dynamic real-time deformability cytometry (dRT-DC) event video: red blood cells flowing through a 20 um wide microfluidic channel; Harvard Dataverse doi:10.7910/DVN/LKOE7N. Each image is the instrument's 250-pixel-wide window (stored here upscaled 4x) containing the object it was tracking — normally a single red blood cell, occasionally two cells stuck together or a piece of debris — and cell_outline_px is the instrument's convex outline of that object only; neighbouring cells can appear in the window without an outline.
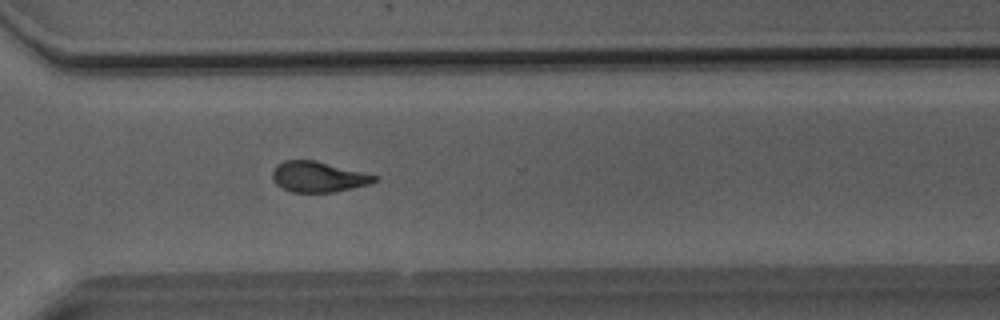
{"species": "Egyptian fruit bat (a non-hibernating species)", "species_latin": "Rousettus aegyptiacus", "temperature_condition": "room temperature", "stored_images_in_passage": 50, "camera_frame_rate_fps": 3000, "um_per_image_px": 0.085, "animal": {"sex": "male"}, "frame": {"image": 1, "passage_image": 36, "time_ms": 11.667, "image_size_px": [1000, 320], "cell_outline_px": [[380, 176], [376, 180], [368, 184], [352, 188], [332, 192], [292, 192], [276, 184], [272, 180], [272, 172], [276, 164], [284, 160], [316, 160]], "centroid_in_image_um": [27.03, 15.01], "position_along_channel_um": 343.6, "area_um2": 18.21}}
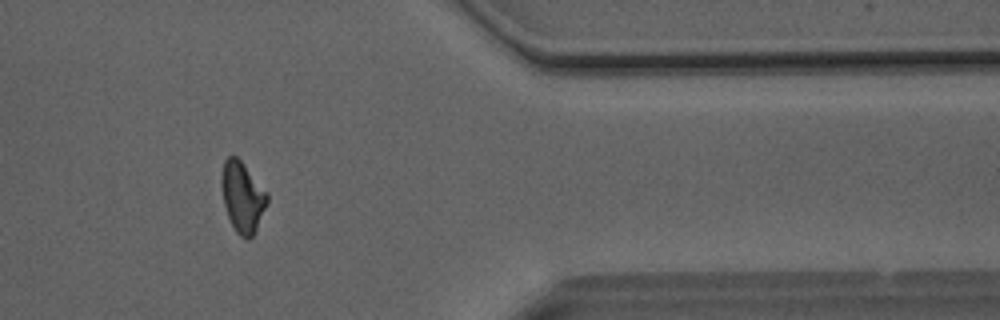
{"frame": {"image": 2, "passage_image": 41, "time_ms": 13.333, "image_size_px": [1000, 320], "cell_outline_px": [[268, 200], [256, 228], [252, 236], [248, 240], [240, 236], [236, 232], [228, 216], [224, 204], [220, 184], [220, 176], [224, 160], [228, 156], [236, 156], [244, 164], [268, 192]], "centroid_in_image_um": [20.59, 16.7], "position_along_channel_um": 390.8, "area_um2": 18.73}}
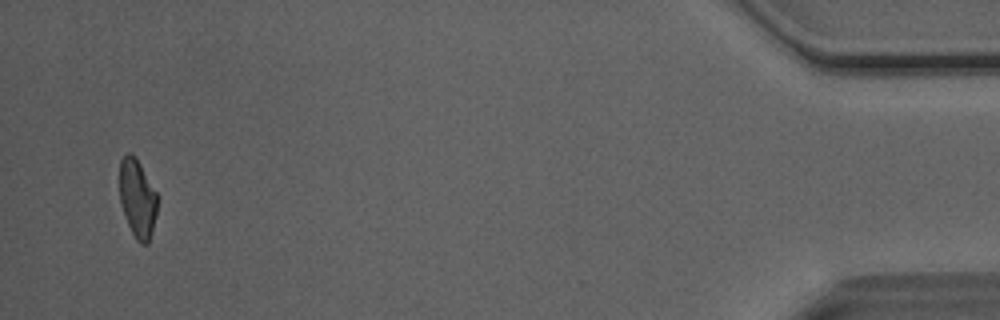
{"frame": {"image": 3, "passage_image": 48, "time_ms": 15.667, "image_size_px": [1000, 320], "cell_outline_px": [[156, 216], [152, 232], [148, 244], [140, 244], [136, 240], [124, 216], [120, 204], [120, 160], [128, 152], [132, 152], [136, 156], [156, 192]], "centroid_in_image_um": [11.67, 16.86], "position_along_channel_um": 423.5, "area_um2": 17.28}, "authors_computed_cell_mechanics": {"area_um2": 18.8139, "velocity_mm_per_s": 4.0806, "shape_relaxation_time_tau1_ms": 6.2847, "shape_relaxation_time_tau2_ms": 1.5776, "deformation_change_tau1": 0.1885, "deformation_change_tau2": 0.089}}